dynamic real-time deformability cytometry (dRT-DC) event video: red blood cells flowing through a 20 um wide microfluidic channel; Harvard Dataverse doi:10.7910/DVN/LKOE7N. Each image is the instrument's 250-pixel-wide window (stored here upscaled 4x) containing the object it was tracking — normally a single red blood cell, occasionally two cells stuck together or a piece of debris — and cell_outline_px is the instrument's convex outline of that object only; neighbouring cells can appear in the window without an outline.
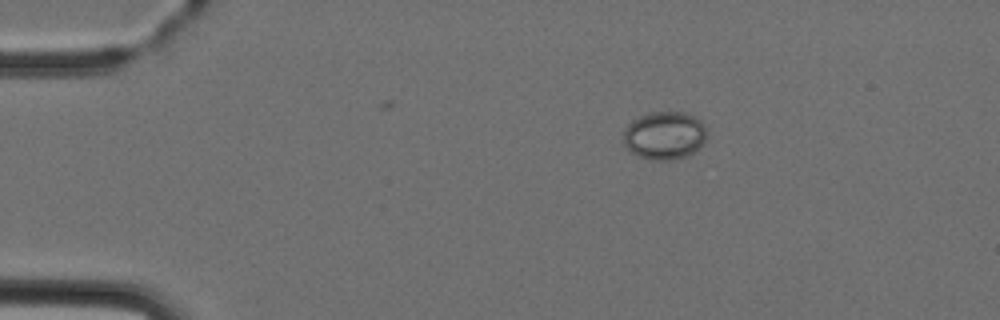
{"species": "Egyptian fruit bat (a non-hibernating species)", "species_latin": "Rousettus aegyptiacus", "temperature_condition": "cold", "stored_images_in_passage": 3, "camera_frame_rate_fps": 3000, "um_per_image_px": 0.085, "animal": {"sex": "female"}, "frame": {"image": 1, "passage_image": 3, "time_ms": 2.333, "image_size_px": [1000, 320], "cell_outline_px": [[704, 144], [688, 156], [672, 160], [652, 160], [640, 156], [632, 152], [624, 144], [624, 128], [632, 120], [640, 116], [652, 112], [684, 112], [700, 120], [704, 124]], "centroid_in_image_um": [56.47, 11.52], "position_along_channel_um": 28.5, "area_um2": 23.18}}